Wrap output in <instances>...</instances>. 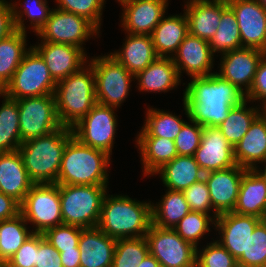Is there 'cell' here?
<instances>
[{
	"label": "cell",
	"instance_id": "cell-1",
	"mask_svg": "<svg viewBox=\"0 0 266 267\" xmlns=\"http://www.w3.org/2000/svg\"><path fill=\"white\" fill-rule=\"evenodd\" d=\"M245 94L216 73L193 77L183 90V109L187 118L202 127H218L232 107L245 100Z\"/></svg>",
	"mask_w": 266,
	"mask_h": 267
},
{
	"label": "cell",
	"instance_id": "cell-2",
	"mask_svg": "<svg viewBox=\"0 0 266 267\" xmlns=\"http://www.w3.org/2000/svg\"><path fill=\"white\" fill-rule=\"evenodd\" d=\"M152 201H140L122 193L105 195L98 228L113 239L145 237L152 224Z\"/></svg>",
	"mask_w": 266,
	"mask_h": 267
},
{
	"label": "cell",
	"instance_id": "cell-3",
	"mask_svg": "<svg viewBox=\"0 0 266 267\" xmlns=\"http://www.w3.org/2000/svg\"><path fill=\"white\" fill-rule=\"evenodd\" d=\"M110 157L72 136L64 149L56 184L109 185Z\"/></svg>",
	"mask_w": 266,
	"mask_h": 267
},
{
	"label": "cell",
	"instance_id": "cell-4",
	"mask_svg": "<svg viewBox=\"0 0 266 267\" xmlns=\"http://www.w3.org/2000/svg\"><path fill=\"white\" fill-rule=\"evenodd\" d=\"M72 136V129L62 126L48 135L21 143L18 152L35 184L57 182L63 152Z\"/></svg>",
	"mask_w": 266,
	"mask_h": 267
},
{
	"label": "cell",
	"instance_id": "cell-5",
	"mask_svg": "<svg viewBox=\"0 0 266 267\" xmlns=\"http://www.w3.org/2000/svg\"><path fill=\"white\" fill-rule=\"evenodd\" d=\"M54 97L60 123L71 128L97 103L92 66L88 63L78 72L58 81Z\"/></svg>",
	"mask_w": 266,
	"mask_h": 267
},
{
	"label": "cell",
	"instance_id": "cell-6",
	"mask_svg": "<svg viewBox=\"0 0 266 267\" xmlns=\"http://www.w3.org/2000/svg\"><path fill=\"white\" fill-rule=\"evenodd\" d=\"M108 185L59 184L63 224L81 228L98 226Z\"/></svg>",
	"mask_w": 266,
	"mask_h": 267
},
{
	"label": "cell",
	"instance_id": "cell-7",
	"mask_svg": "<svg viewBox=\"0 0 266 267\" xmlns=\"http://www.w3.org/2000/svg\"><path fill=\"white\" fill-rule=\"evenodd\" d=\"M95 76L96 102L120 108L129 96L134 75L110 54L88 58Z\"/></svg>",
	"mask_w": 266,
	"mask_h": 267
},
{
	"label": "cell",
	"instance_id": "cell-8",
	"mask_svg": "<svg viewBox=\"0 0 266 267\" xmlns=\"http://www.w3.org/2000/svg\"><path fill=\"white\" fill-rule=\"evenodd\" d=\"M56 84L57 82L52 78L45 61L31 46L12 79L1 92L16 100L54 95Z\"/></svg>",
	"mask_w": 266,
	"mask_h": 267
},
{
	"label": "cell",
	"instance_id": "cell-9",
	"mask_svg": "<svg viewBox=\"0 0 266 267\" xmlns=\"http://www.w3.org/2000/svg\"><path fill=\"white\" fill-rule=\"evenodd\" d=\"M20 213L33 233L43 234L46 230L63 224L59 184H34L20 204Z\"/></svg>",
	"mask_w": 266,
	"mask_h": 267
},
{
	"label": "cell",
	"instance_id": "cell-10",
	"mask_svg": "<svg viewBox=\"0 0 266 267\" xmlns=\"http://www.w3.org/2000/svg\"><path fill=\"white\" fill-rule=\"evenodd\" d=\"M116 108L96 103L91 111L71 127L81 143L112 155L118 129ZM115 111V112H114Z\"/></svg>",
	"mask_w": 266,
	"mask_h": 267
},
{
	"label": "cell",
	"instance_id": "cell-11",
	"mask_svg": "<svg viewBox=\"0 0 266 267\" xmlns=\"http://www.w3.org/2000/svg\"><path fill=\"white\" fill-rule=\"evenodd\" d=\"M101 32L87 19L74 13L52 8L45 25L36 36L44 42L70 44L81 48L85 53L84 42Z\"/></svg>",
	"mask_w": 266,
	"mask_h": 267
},
{
	"label": "cell",
	"instance_id": "cell-12",
	"mask_svg": "<svg viewBox=\"0 0 266 267\" xmlns=\"http://www.w3.org/2000/svg\"><path fill=\"white\" fill-rule=\"evenodd\" d=\"M21 143L48 135L63 125L57 115L54 95L26 97L17 100Z\"/></svg>",
	"mask_w": 266,
	"mask_h": 267
},
{
	"label": "cell",
	"instance_id": "cell-13",
	"mask_svg": "<svg viewBox=\"0 0 266 267\" xmlns=\"http://www.w3.org/2000/svg\"><path fill=\"white\" fill-rule=\"evenodd\" d=\"M145 237L149 253L161 267H196V247L183 240L174 229L151 224Z\"/></svg>",
	"mask_w": 266,
	"mask_h": 267
},
{
	"label": "cell",
	"instance_id": "cell-14",
	"mask_svg": "<svg viewBox=\"0 0 266 267\" xmlns=\"http://www.w3.org/2000/svg\"><path fill=\"white\" fill-rule=\"evenodd\" d=\"M265 54L255 48L241 47L219 55L221 56L218 64L220 69L216 74L246 94L250 90L258 65Z\"/></svg>",
	"mask_w": 266,
	"mask_h": 267
},
{
	"label": "cell",
	"instance_id": "cell-15",
	"mask_svg": "<svg viewBox=\"0 0 266 267\" xmlns=\"http://www.w3.org/2000/svg\"><path fill=\"white\" fill-rule=\"evenodd\" d=\"M121 28L125 33L151 35L165 16L168 0H119Z\"/></svg>",
	"mask_w": 266,
	"mask_h": 267
},
{
	"label": "cell",
	"instance_id": "cell-16",
	"mask_svg": "<svg viewBox=\"0 0 266 267\" xmlns=\"http://www.w3.org/2000/svg\"><path fill=\"white\" fill-rule=\"evenodd\" d=\"M240 30L242 47L266 53V10L256 0H227Z\"/></svg>",
	"mask_w": 266,
	"mask_h": 267
},
{
	"label": "cell",
	"instance_id": "cell-17",
	"mask_svg": "<svg viewBox=\"0 0 266 267\" xmlns=\"http://www.w3.org/2000/svg\"><path fill=\"white\" fill-rule=\"evenodd\" d=\"M261 218L226 212L215 219L214 231L219 236L217 240L237 260L246 253L248 238L251 236Z\"/></svg>",
	"mask_w": 266,
	"mask_h": 267
},
{
	"label": "cell",
	"instance_id": "cell-18",
	"mask_svg": "<svg viewBox=\"0 0 266 267\" xmlns=\"http://www.w3.org/2000/svg\"><path fill=\"white\" fill-rule=\"evenodd\" d=\"M32 47L43 58L56 82L78 72L88 64L89 55L74 45L40 41Z\"/></svg>",
	"mask_w": 266,
	"mask_h": 267
},
{
	"label": "cell",
	"instance_id": "cell-19",
	"mask_svg": "<svg viewBox=\"0 0 266 267\" xmlns=\"http://www.w3.org/2000/svg\"><path fill=\"white\" fill-rule=\"evenodd\" d=\"M214 56L207 40L188 33L172 59L180 78L183 76L182 73L193 78L216 73L215 71L212 73Z\"/></svg>",
	"mask_w": 266,
	"mask_h": 267
},
{
	"label": "cell",
	"instance_id": "cell-20",
	"mask_svg": "<svg viewBox=\"0 0 266 267\" xmlns=\"http://www.w3.org/2000/svg\"><path fill=\"white\" fill-rule=\"evenodd\" d=\"M193 156L204 173L237 165L234 147L222 135L218 127L203 128L200 146Z\"/></svg>",
	"mask_w": 266,
	"mask_h": 267
},
{
	"label": "cell",
	"instance_id": "cell-21",
	"mask_svg": "<svg viewBox=\"0 0 266 267\" xmlns=\"http://www.w3.org/2000/svg\"><path fill=\"white\" fill-rule=\"evenodd\" d=\"M247 169L239 165L204 174L213 209L220 215L233 212L239 194L241 178Z\"/></svg>",
	"mask_w": 266,
	"mask_h": 267
},
{
	"label": "cell",
	"instance_id": "cell-22",
	"mask_svg": "<svg viewBox=\"0 0 266 267\" xmlns=\"http://www.w3.org/2000/svg\"><path fill=\"white\" fill-rule=\"evenodd\" d=\"M116 243L98 227L84 228L78 245L80 267H112Z\"/></svg>",
	"mask_w": 266,
	"mask_h": 267
},
{
	"label": "cell",
	"instance_id": "cell-23",
	"mask_svg": "<svg viewBox=\"0 0 266 267\" xmlns=\"http://www.w3.org/2000/svg\"><path fill=\"white\" fill-rule=\"evenodd\" d=\"M35 183L30 179L18 150L0 153V192L20 204Z\"/></svg>",
	"mask_w": 266,
	"mask_h": 267
},
{
	"label": "cell",
	"instance_id": "cell-24",
	"mask_svg": "<svg viewBox=\"0 0 266 267\" xmlns=\"http://www.w3.org/2000/svg\"><path fill=\"white\" fill-rule=\"evenodd\" d=\"M182 6L188 22V33L209 41L219 26L221 0H187Z\"/></svg>",
	"mask_w": 266,
	"mask_h": 267
},
{
	"label": "cell",
	"instance_id": "cell-25",
	"mask_svg": "<svg viewBox=\"0 0 266 267\" xmlns=\"http://www.w3.org/2000/svg\"><path fill=\"white\" fill-rule=\"evenodd\" d=\"M127 34L123 45L110 52L134 76L158 58L151 35Z\"/></svg>",
	"mask_w": 266,
	"mask_h": 267
},
{
	"label": "cell",
	"instance_id": "cell-26",
	"mask_svg": "<svg viewBox=\"0 0 266 267\" xmlns=\"http://www.w3.org/2000/svg\"><path fill=\"white\" fill-rule=\"evenodd\" d=\"M141 92L166 93L181 85V78L172 58L158 57L146 69L134 76Z\"/></svg>",
	"mask_w": 266,
	"mask_h": 267
},
{
	"label": "cell",
	"instance_id": "cell-27",
	"mask_svg": "<svg viewBox=\"0 0 266 267\" xmlns=\"http://www.w3.org/2000/svg\"><path fill=\"white\" fill-rule=\"evenodd\" d=\"M234 157L237 165L246 169H255L266 160V118L262 114L234 147Z\"/></svg>",
	"mask_w": 266,
	"mask_h": 267
},
{
	"label": "cell",
	"instance_id": "cell-28",
	"mask_svg": "<svg viewBox=\"0 0 266 267\" xmlns=\"http://www.w3.org/2000/svg\"><path fill=\"white\" fill-rule=\"evenodd\" d=\"M188 34L185 12L164 16L151 34L158 57L172 58Z\"/></svg>",
	"mask_w": 266,
	"mask_h": 267
},
{
	"label": "cell",
	"instance_id": "cell-29",
	"mask_svg": "<svg viewBox=\"0 0 266 267\" xmlns=\"http://www.w3.org/2000/svg\"><path fill=\"white\" fill-rule=\"evenodd\" d=\"M266 209V182L255 169H247L242 178L234 213L261 218Z\"/></svg>",
	"mask_w": 266,
	"mask_h": 267
},
{
	"label": "cell",
	"instance_id": "cell-30",
	"mask_svg": "<svg viewBox=\"0 0 266 267\" xmlns=\"http://www.w3.org/2000/svg\"><path fill=\"white\" fill-rule=\"evenodd\" d=\"M204 172L194 159V156L177 155L169 163L159 169V175L164 187L173 191H183L204 178Z\"/></svg>",
	"mask_w": 266,
	"mask_h": 267
},
{
	"label": "cell",
	"instance_id": "cell-31",
	"mask_svg": "<svg viewBox=\"0 0 266 267\" xmlns=\"http://www.w3.org/2000/svg\"><path fill=\"white\" fill-rule=\"evenodd\" d=\"M135 138L134 141L139 150L142 172L145 177L154 176L159 169L178 155L173 140L161 137Z\"/></svg>",
	"mask_w": 266,
	"mask_h": 267
},
{
	"label": "cell",
	"instance_id": "cell-32",
	"mask_svg": "<svg viewBox=\"0 0 266 267\" xmlns=\"http://www.w3.org/2000/svg\"><path fill=\"white\" fill-rule=\"evenodd\" d=\"M27 33L15 30L0 41V91L10 82L25 53Z\"/></svg>",
	"mask_w": 266,
	"mask_h": 267
},
{
	"label": "cell",
	"instance_id": "cell-33",
	"mask_svg": "<svg viewBox=\"0 0 266 267\" xmlns=\"http://www.w3.org/2000/svg\"><path fill=\"white\" fill-rule=\"evenodd\" d=\"M190 212L182 191L166 189L162 198L151 203L152 224L161 228L173 229Z\"/></svg>",
	"mask_w": 266,
	"mask_h": 267
},
{
	"label": "cell",
	"instance_id": "cell-34",
	"mask_svg": "<svg viewBox=\"0 0 266 267\" xmlns=\"http://www.w3.org/2000/svg\"><path fill=\"white\" fill-rule=\"evenodd\" d=\"M151 107L146 108L144 125L136 137H161L174 141L186 120L181 115Z\"/></svg>",
	"mask_w": 266,
	"mask_h": 267
},
{
	"label": "cell",
	"instance_id": "cell-35",
	"mask_svg": "<svg viewBox=\"0 0 266 267\" xmlns=\"http://www.w3.org/2000/svg\"><path fill=\"white\" fill-rule=\"evenodd\" d=\"M248 100H244L229 111L227 118L218 126L222 135L235 147L247 133L253 121L261 114V106H247ZM259 106V107H258Z\"/></svg>",
	"mask_w": 266,
	"mask_h": 267
},
{
	"label": "cell",
	"instance_id": "cell-36",
	"mask_svg": "<svg viewBox=\"0 0 266 267\" xmlns=\"http://www.w3.org/2000/svg\"><path fill=\"white\" fill-rule=\"evenodd\" d=\"M214 55H220L242 47L240 30L233 10L227 0H221V18L216 33L208 41Z\"/></svg>",
	"mask_w": 266,
	"mask_h": 267
},
{
	"label": "cell",
	"instance_id": "cell-37",
	"mask_svg": "<svg viewBox=\"0 0 266 267\" xmlns=\"http://www.w3.org/2000/svg\"><path fill=\"white\" fill-rule=\"evenodd\" d=\"M0 106V153L18 150L21 145L19 110L17 100L6 96Z\"/></svg>",
	"mask_w": 266,
	"mask_h": 267
},
{
	"label": "cell",
	"instance_id": "cell-38",
	"mask_svg": "<svg viewBox=\"0 0 266 267\" xmlns=\"http://www.w3.org/2000/svg\"><path fill=\"white\" fill-rule=\"evenodd\" d=\"M20 213L0 222V265H5L22 244L33 234Z\"/></svg>",
	"mask_w": 266,
	"mask_h": 267
},
{
	"label": "cell",
	"instance_id": "cell-39",
	"mask_svg": "<svg viewBox=\"0 0 266 267\" xmlns=\"http://www.w3.org/2000/svg\"><path fill=\"white\" fill-rule=\"evenodd\" d=\"M13 19L15 23V29L21 32H26L27 29H32L36 35L38 31L45 25L46 20L49 18L50 13L52 11L48 6L47 0H24L23 3L21 1H13L10 2ZM20 6V7H19ZM25 16V19H24ZM29 20L30 26L26 28V20ZM25 22V23H24Z\"/></svg>",
	"mask_w": 266,
	"mask_h": 267
},
{
	"label": "cell",
	"instance_id": "cell-40",
	"mask_svg": "<svg viewBox=\"0 0 266 267\" xmlns=\"http://www.w3.org/2000/svg\"><path fill=\"white\" fill-rule=\"evenodd\" d=\"M211 225L214 229L215 219L210 214L190 211L173 229L183 240L198 248L203 236L211 231Z\"/></svg>",
	"mask_w": 266,
	"mask_h": 267
},
{
	"label": "cell",
	"instance_id": "cell-41",
	"mask_svg": "<svg viewBox=\"0 0 266 267\" xmlns=\"http://www.w3.org/2000/svg\"><path fill=\"white\" fill-rule=\"evenodd\" d=\"M148 254L146 237L118 239L112 267H138Z\"/></svg>",
	"mask_w": 266,
	"mask_h": 267
},
{
	"label": "cell",
	"instance_id": "cell-42",
	"mask_svg": "<svg viewBox=\"0 0 266 267\" xmlns=\"http://www.w3.org/2000/svg\"><path fill=\"white\" fill-rule=\"evenodd\" d=\"M238 267H264L266 264V226L260 221L248 238L246 253L237 259Z\"/></svg>",
	"mask_w": 266,
	"mask_h": 267
},
{
	"label": "cell",
	"instance_id": "cell-43",
	"mask_svg": "<svg viewBox=\"0 0 266 267\" xmlns=\"http://www.w3.org/2000/svg\"><path fill=\"white\" fill-rule=\"evenodd\" d=\"M55 2L57 3L55 8L81 16L101 31L106 0H55Z\"/></svg>",
	"mask_w": 266,
	"mask_h": 267
},
{
	"label": "cell",
	"instance_id": "cell-44",
	"mask_svg": "<svg viewBox=\"0 0 266 267\" xmlns=\"http://www.w3.org/2000/svg\"><path fill=\"white\" fill-rule=\"evenodd\" d=\"M196 248V267H238L237 260L217 240Z\"/></svg>",
	"mask_w": 266,
	"mask_h": 267
},
{
	"label": "cell",
	"instance_id": "cell-45",
	"mask_svg": "<svg viewBox=\"0 0 266 267\" xmlns=\"http://www.w3.org/2000/svg\"><path fill=\"white\" fill-rule=\"evenodd\" d=\"M83 229L74 225L61 224L46 230L43 236L58 252H63L64 250L79 248V239Z\"/></svg>",
	"mask_w": 266,
	"mask_h": 267
},
{
	"label": "cell",
	"instance_id": "cell-46",
	"mask_svg": "<svg viewBox=\"0 0 266 267\" xmlns=\"http://www.w3.org/2000/svg\"><path fill=\"white\" fill-rule=\"evenodd\" d=\"M188 121L184 123L174 140L179 156H193L201 143L204 127L192 119L188 118Z\"/></svg>",
	"mask_w": 266,
	"mask_h": 267
},
{
	"label": "cell",
	"instance_id": "cell-47",
	"mask_svg": "<svg viewBox=\"0 0 266 267\" xmlns=\"http://www.w3.org/2000/svg\"><path fill=\"white\" fill-rule=\"evenodd\" d=\"M184 197L188 202L190 211L210 214L214 219L219 215L211 204L210 194L205 179L193 183L183 191Z\"/></svg>",
	"mask_w": 266,
	"mask_h": 267
},
{
	"label": "cell",
	"instance_id": "cell-48",
	"mask_svg": "<svg viewBox=\"0 0 266 267\" xmlns=\"http://www.w3.org/2000/svg\"><path fill=\"white\" fill-rule=\"evenodd\" d=\"M37 251L38 233H33L3 267H35Z\"/></svg>",
	"mask_w": 266,
	"mask_h": 267
},
{
	"label": "cell",
	"instance_id": "cell-49",
	"mask_svg": "<svg viewBox=\"0 0 266 267\" xmlns=\"http://www.w3.org/2000/svg\"><path fill=\"white\" fill-rule=\"evenodd\" d=\"M245 98L249 103L257 101L258 104L260 101L259 103H262L260 106L266 103V54L258 65L253 83L250 90L245 94Z\"/></svg>",
	"mask_w": 266,
	"mask_h": 267
},
{
	"label": "cell",
	"instance_id": "cell-50",
	"mask_svg": "<svg viewBox=\"0 0 266 267\" xmlns=\"http://www.w3.org/2000/svg\"><path fill=\"white\" fill-rule=\"evenodd\" d=\"M35 267H63L60 253L41 233H38L37 263Z\"/></svg>",
	"mask_w": 266,
	"mask_h": 267
},
{
	"label": "cell",
	"instance_id": "cell-51",
	"mask_svg": "<svg viewBox=\"0 0 266 267\" xmlns=\"http://www.w3.org/2000/svg\"><path fill=\"white\" fill-rule=\"evenodd\" d=\"M15 30L11 4L8 0H0V41Z\"/></svg>",
	"mask_w": 266,
	"mask_h": 267
},
{
	"label": "cell",
	"instance_id": "cell-52",
	"mask_svg": "<svg viewBox=\"0 0 266 267\" xmlns=\"http://www.w3.org/2000/svg\"><path fill=\"white\" fill-rule=\"evenodd\" d=\"M20 214V203L13 197L0 192V222Z\"/></svg>",
	"mask_w": 266,
	"mask_h": 267
},
{
	"label": "cell",
	"instance_id": "cell-53",
	"mask_svg": "<svg viewBox=\"0 0 266 267\" xmlns=\"http://www.w3.org/2000/svg\"><path fill=\"white\" fill-rule=\"evenodd\" d=\"M60 253L61 263L63 267H80V250L73 248L64 250Z\"/></svg>",
	"mask_w": 266,
	"mask_h": 267
},
{
	"label": "cell",
	"instance_id": "cell-54",
	"mask_svg": "<svg viewBox=\"0 0 266 267\" xmlns=\"http://www.w3.org/2000/svg\"><path fill=\"white\" fill-rule=\"evenodd\" d=\"M138 267H160V263L149 253Z\"/></svg>",
	"mask_w": 266,
	"mask_h": 267
},
{
	"label": "cell",
	"instance_id": "cell-55",
	"mask_svg": "<svg viewBox=\"0 0 266 267\" xmlns=\"http://www.w3.org/2000/svg\"><path fill=\"white\" fill-rule=\"evenodd\" d=\"M264 163V164H262ZM260 163L264 169L262 170V167L259 165L255 168V170L261 175V177L265 180L266 182V160L264 162Z\"/></svg>",
	"mask_w": 266,
	"mask_h": 267
},
{
	"label": "cell",
	"instance_id": "cell-56",
	"mask_svg": "<svg viewBox=\"0 0 266 267\" xmlns=\"http://www.w3.org/2000/svg\"><path fill=\"white\" fill-rule=\"evenodd\" d=\"M261 114L266 118V103L261 106Z\"/></svg>",
	"mask_w": 266,
	"mask_h": 267
},
{
	"label": "cell",
	"instance_id": "cell-57",
	"mask_svg": "<svg viewBox=\"0 0 266 267\" xmlns=\"http://www.w3.org/2000/svg\"><path fill=\"white\" fill-rule=\"evenodd\" d=\"M266 10V0H256Z\"/></svg>",
	"mask_w": 266,
	"mask_h": 267
},
{
	"label": "cell",
	"instance_id": "cell-58",
	"mask_svg": "<svg viewBox=\"0 0 266 267\" xmlns=\"http://www.w3.org/2000/svg\"><path fill=\"white\" fill-rule=\"evenodd\" d=\"M261 221L265 224V226H266V209L264 210V212H263V215H262V217H261Z\"/></svg>",
	"mask_w": 266,
	"mask_h": 267
}]
</instances>
